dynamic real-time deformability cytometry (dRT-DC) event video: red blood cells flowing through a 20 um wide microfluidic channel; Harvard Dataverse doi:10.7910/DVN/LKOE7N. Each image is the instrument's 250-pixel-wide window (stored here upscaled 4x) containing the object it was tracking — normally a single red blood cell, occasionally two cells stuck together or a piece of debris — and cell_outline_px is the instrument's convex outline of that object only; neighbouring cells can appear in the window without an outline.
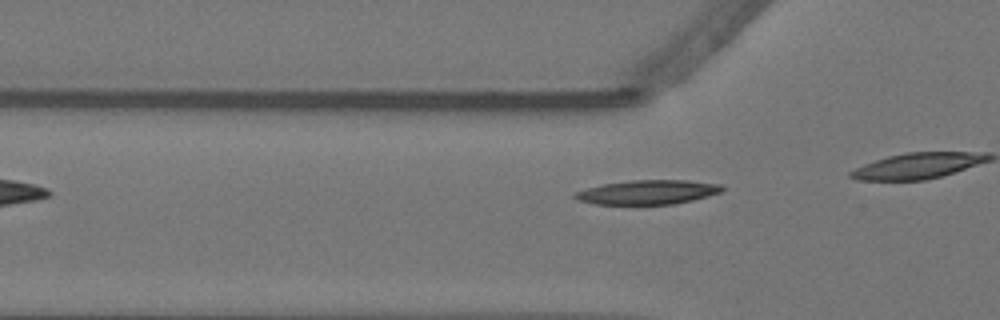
{"species": "Egyptian fruit bat (a non-hibernating species)", "species_latin": "Rousettus aegyptiacus", "temperature_condition": "warm", "stored_images_in_passage": 8, "camera_frame_rate_fps": 3000, "um_per_image_px": 0.085, "animal": {"sex": "female"}, "frame": {"image": 1, "passage_image": 5, "time_ms": 1.333, "image_size_px": [1000, 320], "cell_outline_px": [[724, 188], [720, 192], [708, 196], [692, 200], [672, 204], [596, 204], [576, 200], [572, 196], [576, 192], [588, 188], [604, 184], [632, 180], [688, 180], [720, 184]], "centroid_in_image_um": [55.05, 16.33], "position_along_channel_um": 70.7, "area_um2": 20.63}}